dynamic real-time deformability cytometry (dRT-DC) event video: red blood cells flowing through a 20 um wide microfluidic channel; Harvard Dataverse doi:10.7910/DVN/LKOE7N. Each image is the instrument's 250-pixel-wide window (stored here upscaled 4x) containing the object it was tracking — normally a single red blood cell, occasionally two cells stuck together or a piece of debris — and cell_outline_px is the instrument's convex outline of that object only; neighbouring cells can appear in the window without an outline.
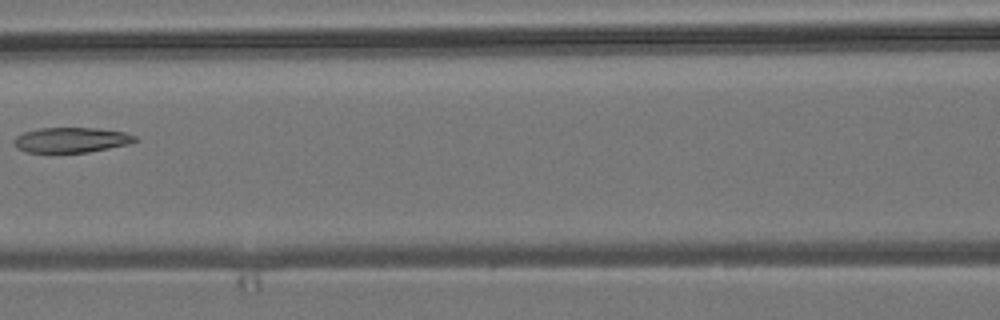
{"species": "common noctule bat (a hibernating species)", "species_latin": "Nyctalus noctula", "temperature_condition": "room temperature", "stored_images_in_passage": 8, "camera_frame_rate_fps": 3000, "um_per_image_px": 0.085, "animal": {"sex": "male", "body_mass_g": 19.2, "forearm_length_mm": 51.8}, "frame": {"image": 1, "passage_image": 7, "time_ms": 8.0, "image_size_px": [1000, 320], "cell_outline_px": [[136, 140], [128, 144], [88, 152], [24, 152], [16, 148], [12, 140], [16, 136], [24, 132], [40, 128], [96, 128], [124, 132], [136, 136]], "centroid_in_image_um": [6.0, 11.89], "position_along_channel_um": 160.6, "area_um2": 17.63}}
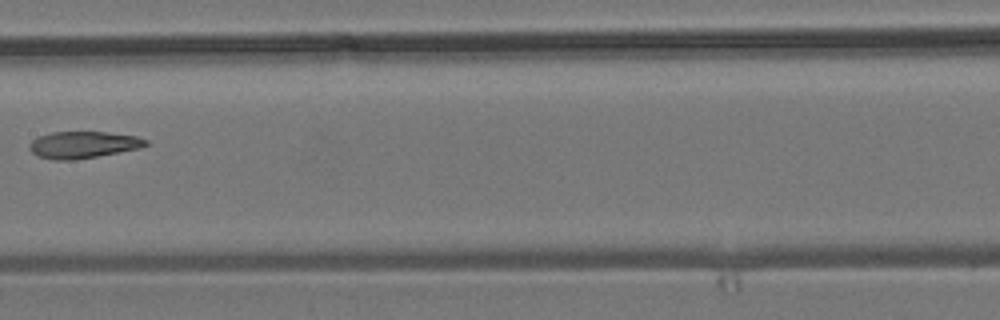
{"frame": {"image": 2, "passage_image": 8, "time_ms": 9.0, "image_size_px": [1000, 320], "cell_outline_px": [[148, 144], [140, 148], [96, 156], [72, 160], [56, 160], [36, 156], [28, 148], [32, 140], [40, 136], [52, 132], [108, 132], [136, 136], [148, 140]], "centroid_in_image_um": [7.06, 12.3], "position_along_channel_um": 200.3, "area_um2": 18.03}}